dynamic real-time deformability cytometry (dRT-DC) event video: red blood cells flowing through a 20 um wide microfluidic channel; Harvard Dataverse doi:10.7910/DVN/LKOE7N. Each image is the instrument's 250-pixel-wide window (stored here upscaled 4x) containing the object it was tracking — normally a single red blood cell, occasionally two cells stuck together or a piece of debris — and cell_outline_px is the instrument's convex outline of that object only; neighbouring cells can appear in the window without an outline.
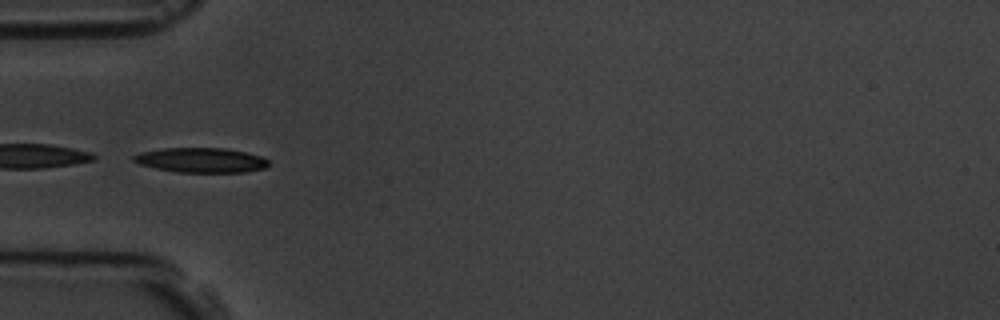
{"species": "common noctule bat (a hibernating species)", "species_latin": "Nyctalus noctula", "temperature_condition": "room temperature", "stored_images_in_passage": 9, "camera_frame_rate_fps": 3000, "um_per_image_px": 0.085, "animal": {"sex": "male", "body_mass_g": 19.5, "forearm_length_mm": 54.6}, "frame": {"image": 1, "passage_image": 6, "time_ms": 5.667, "image_size_px": [1000, 320], "cell_outline_px": [[268, 164], [264, 168], [244, 172], [176, 172], [156, 168], [140, 164], [132, 160], [132, 156], [140, 152], [164, 148], [224, 148], [244, 152], [260, 156], [268, 160]], "centroid_in_image_um": [17.05, 13.61], "position_along_channel_um": 67.9, "area_um2": 19.31}}
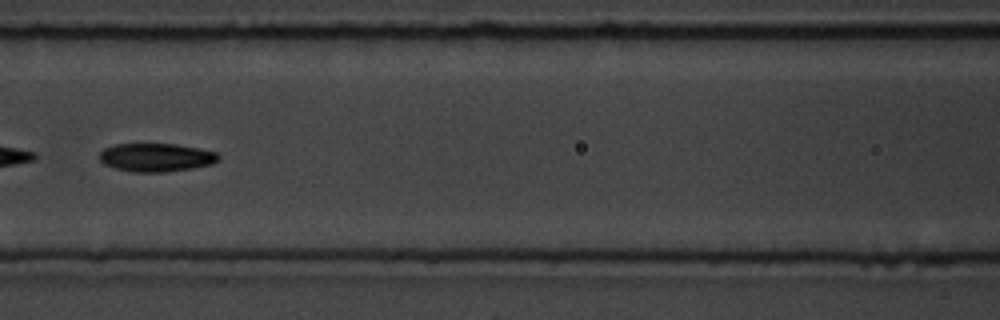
{"frame": {"image": 2, "passage_image": 8, "time_ms": 8.0, "image_size_px": [1000, 320], "cell_outline_px": [[220, 160], [212, 164], [192, 168], [164, 172], [132, 172], [116, 168], [104, 164], [100, 160], [100, 152], [104, 148], [116, 144], [176, 144], [216, 152], [220, 156]], "centroid_in_image_um": [13.28, 13.38], "position_along_channel_um": 153.3, "area_um2": 19.59}}